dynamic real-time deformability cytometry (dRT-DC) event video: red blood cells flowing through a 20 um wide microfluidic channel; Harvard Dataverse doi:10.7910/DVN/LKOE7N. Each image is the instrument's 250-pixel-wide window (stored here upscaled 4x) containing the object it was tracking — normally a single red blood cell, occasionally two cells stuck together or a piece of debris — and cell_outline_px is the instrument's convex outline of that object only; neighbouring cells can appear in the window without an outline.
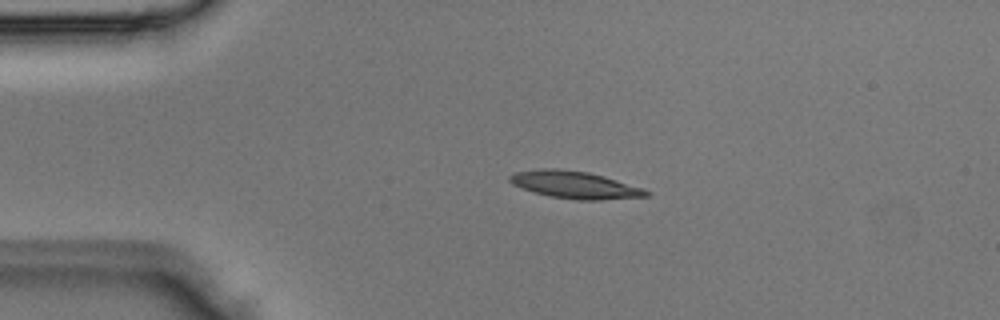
{"species": "Egyptian fruit bat (a non-hibernating species)", "species_latin": "Rousettus aegyptiacus", "temperature_condition": "room temperature", "stored_images_in_passage": 3, "camera_frame_rate_fps": 3000, "um_per_image_px": 0.085, "animal": {"sex": "male"}, "frame": {"image": 1, "passage_image": 1, "time_ms": 0.0, "image_size_px": [1000, 320], "cell_outline_px": [[652, 192], [648, 196], [600, 200], [576, 200], [548, 196], [512, 184], [508, 180], [508, 176], [516, 172], [544, 168], [552, 168], [588, 172], [604, 176], [644, 188]], "centroid_in_image_um": [48.89, 15.71], "position_along_channel_um": 36.1, "area_um2": 21.62}}